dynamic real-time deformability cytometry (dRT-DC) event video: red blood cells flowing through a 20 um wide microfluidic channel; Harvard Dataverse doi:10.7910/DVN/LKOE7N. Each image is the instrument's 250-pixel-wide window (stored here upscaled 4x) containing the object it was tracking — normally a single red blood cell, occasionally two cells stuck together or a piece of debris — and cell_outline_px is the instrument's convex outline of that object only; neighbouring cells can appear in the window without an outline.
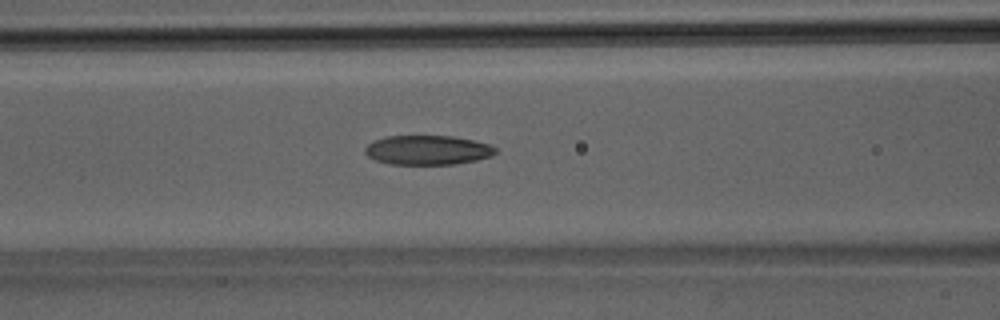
{"species": "Egyptian fruit bat (a non-hibernating species)", "species_latin": "Rousettus aegyptiacus", "temperature_condition": "room temperature", "stored_images_in_passage": 29, "camera_frame_rate_fps": 3000, "um_per_image_px": 0.085, "animal": {"sex": "male"}, "frame": {"image": 1, "passage_image": 9, "time_ms": 2.667, "image_size_px": [1000, 320], "cell_outline_px": [[496, 152], [492, 156], [476, 160], [456, 164], [388, 164], [376, 160], [368, 156], [364, 152], [364, 148], [372, 140], [388, 136], [452, 136], [472, 140], [488, 144], [496, 148]], "centroid_in_image_um": [36.32, 12.76], "position_along_channel_um": 130.3, "area_um2": 22.37}}
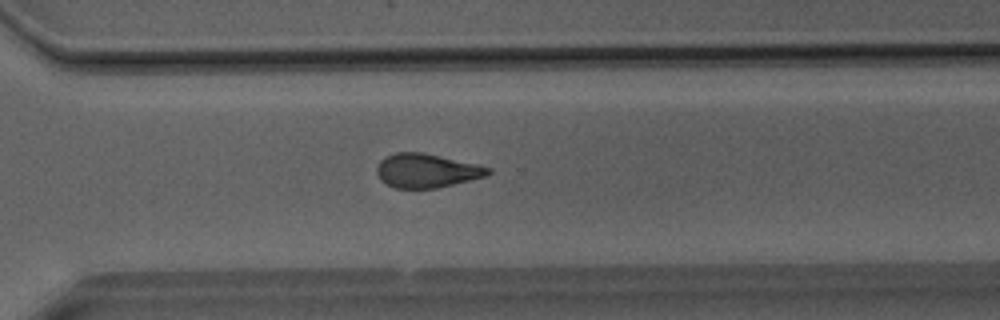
{"frame": {"image": 2, "passage_image": 21, "time_ms": 6.667, "image_size_px": [1000, 320], "cell_outline_px": [[492, 172], [484, 176], [436, 188], [396, 188], [380, 180], [376, 172], [376, 168], [380, 160], [384, 156], [396, 152], [424, 152], [476, 164], [492, 168]], "centroid_in_image_um": [36.22, 14.49], "position_along_channel_um": 334.4, "area_um2": 21.91}}